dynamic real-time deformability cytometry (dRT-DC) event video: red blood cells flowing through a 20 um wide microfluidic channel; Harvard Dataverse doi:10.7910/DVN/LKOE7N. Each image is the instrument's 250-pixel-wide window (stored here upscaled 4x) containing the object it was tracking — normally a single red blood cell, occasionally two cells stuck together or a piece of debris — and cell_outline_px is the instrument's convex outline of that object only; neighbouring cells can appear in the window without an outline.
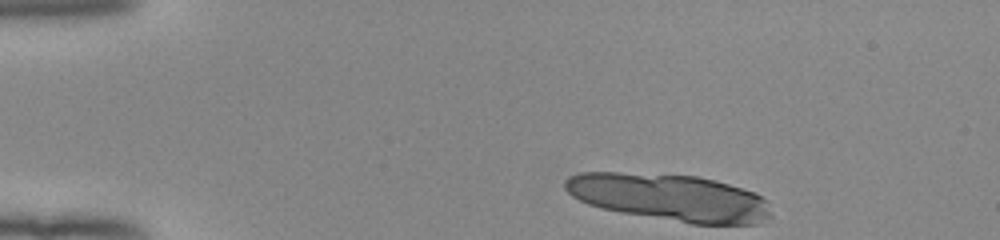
{"species": "human", "species_latin": "Homo sapiens", "temperature_condition": "room temperature", "stored_images_in_passage": 9, "camera_frame_rate_fps": 3000, "um_per_image_px": 0.085, "donor": {"sex": "female"}, "frame": {"image": 1, "passage_image": 1, "time_ms": 0.0, "image_size_px": [1000, 240], "cell_outline_px": [[772, 216], [756, 224], [692, 224], [624, 212], [604, 208], [588, 204], [572, 196], [564, 188], [564, 180], [568, 176], [580, 172], [616, 172], [696, 176], [716, 180], [756, 192], [764, 200]], "centroid_in_image_um": [56.91, 16.77], "position_along_channel_um": 28.1, "area_um2": 56.12}}